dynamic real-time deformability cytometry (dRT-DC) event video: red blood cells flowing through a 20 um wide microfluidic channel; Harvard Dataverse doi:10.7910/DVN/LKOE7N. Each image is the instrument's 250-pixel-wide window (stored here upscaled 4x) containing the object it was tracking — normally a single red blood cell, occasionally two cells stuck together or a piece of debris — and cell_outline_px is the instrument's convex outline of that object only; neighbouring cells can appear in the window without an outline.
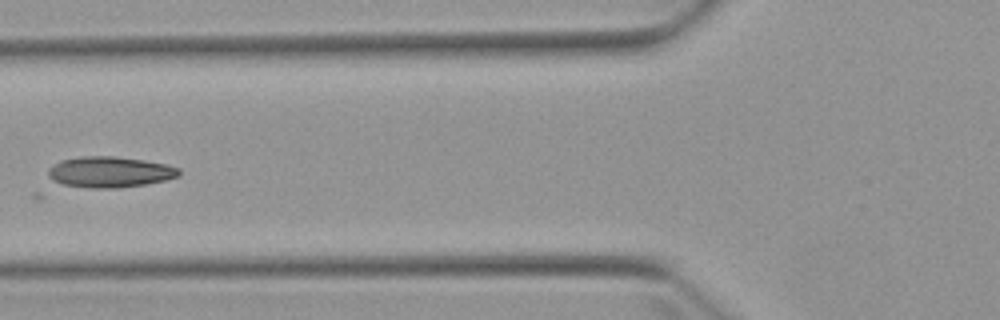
{"species": "Egyptian fruit bat (a non-hibernating species)", "species_latin": "Rousettus aegyptiacus", "temperature_condition": "warm", "stored_images_in_passage": 5, "camera_frame_rate_fps": 3000, "um_per_image_px": 0.085, "animal": {"sex": "female"}, "frame": {"image": 1, "passage_image": 5, "time_ms": 4.667, "image_size_px": [1000, 320], "cell_outline_px": [[180, 176], [164, 180], [144, 184], [40, 200], [36, 200], [32, 196], [48, 168], [60, 160], [80, 156], [116, 156], [144, 160], [168, 164], [180, 168]], "centroid_in_image_um": [8.48, 14.9], "position_along_channel_um": 117.3, "area_um2": 29.54}}